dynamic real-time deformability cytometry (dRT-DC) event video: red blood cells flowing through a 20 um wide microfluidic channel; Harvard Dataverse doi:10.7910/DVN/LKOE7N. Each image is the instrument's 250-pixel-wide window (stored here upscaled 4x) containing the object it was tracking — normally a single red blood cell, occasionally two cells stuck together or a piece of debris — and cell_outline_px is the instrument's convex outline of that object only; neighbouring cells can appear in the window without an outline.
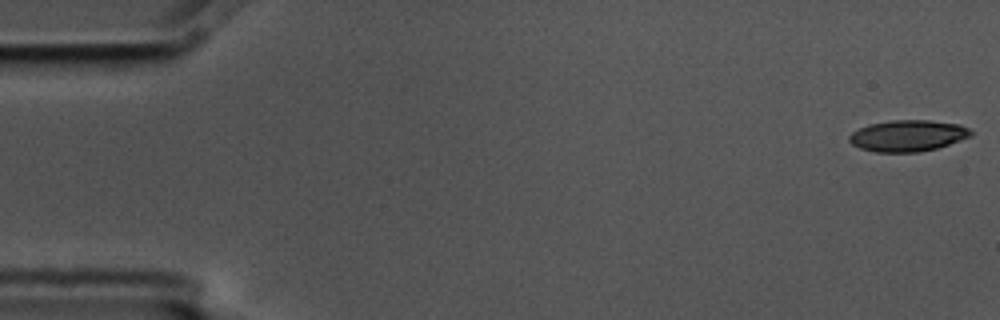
{"species": "common noctule bat (a hibernating species)", "species_latin": "Nyctalus noctula", "temperature_condition": "cold", "stored_images_in_passage": 5, "camera_frame_rate_fps": 3000, "um_per_image_px": 0.085, "animal": {"sex": "male", "body_mass_g": 17.5, "forearm_length_mm": 52.3}, "frame": {"image": 1, "passage_image": 1, "time_ms": 0.0, "image_size_px": [1000, 320], "cell_outline_px": [[972, 136], [936, 148], [920, 152], [876, 152], [860, 148], [852, 144], [848, 140], [848, 136], [852, 132], [868, 124], [892, 120], [928, 120], [960, 124], [968, 128], [972, 132]], "centroid_in_image_um": [77.15, 11.53], "position_along_channel_um": 7.9, "area_um2": 22.2}}
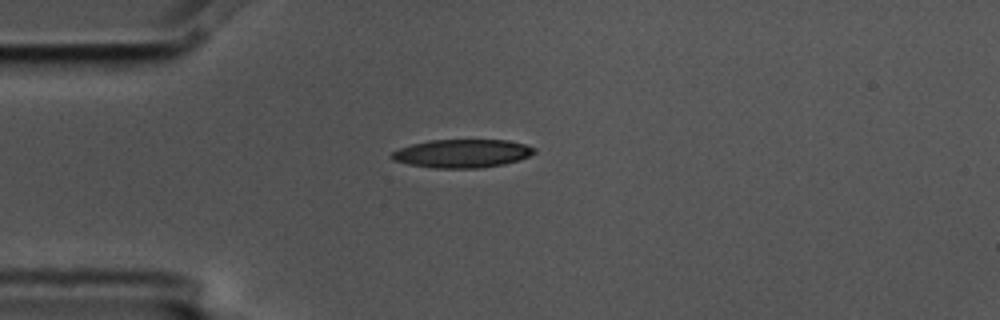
{"frame": {"image": 2, "passage_image": 5, "time_ms": 1.333, "image_size_px": [1000, 320], "cell_outline_px": [[536, 152], [520, 160], [504, 164], [480, 168], [432, 168], [408, 164], [392, 160], [388, 156], [392, 152], [400, 148], [412, 144], [428, 140], [508, 140], [524, 144], [536, 148]], "centroid_in_image_um": [39.27, 13.05], "position_along_channel_um": 45.7, "area_um2": 23.7}}